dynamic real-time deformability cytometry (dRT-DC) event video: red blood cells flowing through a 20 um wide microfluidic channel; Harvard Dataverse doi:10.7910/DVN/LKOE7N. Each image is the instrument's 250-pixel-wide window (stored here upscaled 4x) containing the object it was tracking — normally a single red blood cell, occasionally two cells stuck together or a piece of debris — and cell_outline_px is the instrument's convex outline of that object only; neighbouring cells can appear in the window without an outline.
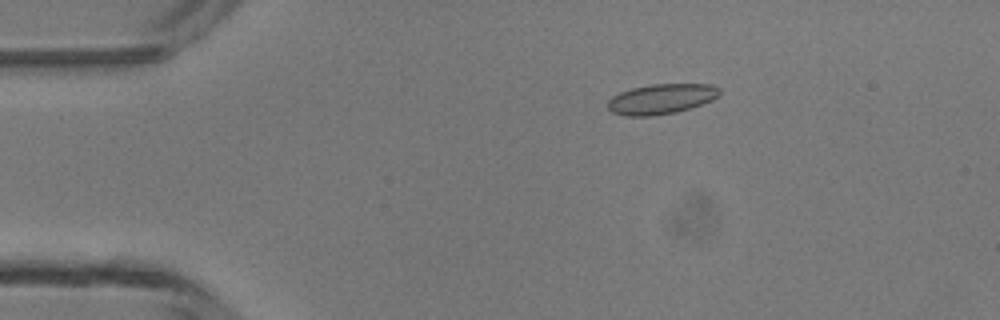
{"species": "common noctule bat (a hibernating species)", "species_latin": "Nyctalus noctula", "temperature_condition": "room temperature", "stored_images_in_passage": 18, "camera_frame_rate_fps": 3000, "um_per_image_px": 0.085, "animal": {"sex": "male", "body_mass_g": 13.3}, "frame": {"image": 1, "passage_image": 9, "time_ms": 2.667, "image_size_px": [1000, 320], "cell_outline_px": [[720, 96], [712, 100], [676, 112], [652, 116], [624, 116], [612, 112], [608, 108], [608, 100], [612, 96], [620, 92], [632, 88], [652, 84], [712, 84], [720, 88]], "centroid_in_image_um": [56.21, 8.41], "position_along_channel_um": 28.8, "area_um2": 19.65}}
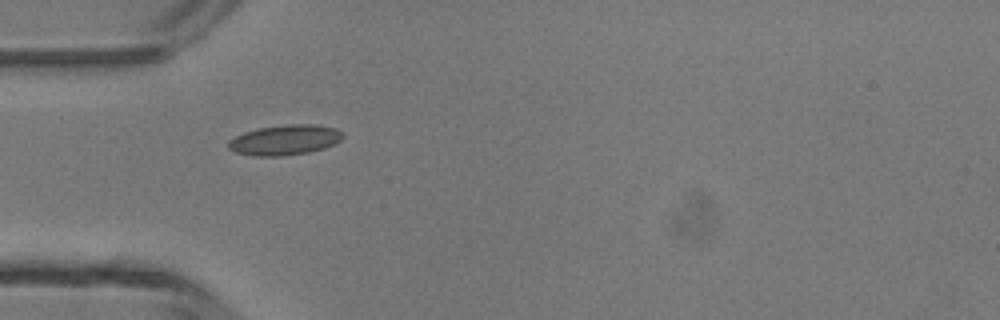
{"frame": {"image": 2, "passage_image": 15, "time_ms": 4.667, "image_size_px": [1000, 320], "cell_outline_px": [[344, 136], [340, 140], [324, 148], [308, 152], [280, 156], [256, 156], [236, 152], [228, 148], [228, 140], [244, 132], [260, 128], [288, 124], [312, 124], [336, 128], [344, 132]], "centroid_in_image_um": [24.22, 11.89], "position_along_channel_um": 60.8, "area_um2": 20.0}}